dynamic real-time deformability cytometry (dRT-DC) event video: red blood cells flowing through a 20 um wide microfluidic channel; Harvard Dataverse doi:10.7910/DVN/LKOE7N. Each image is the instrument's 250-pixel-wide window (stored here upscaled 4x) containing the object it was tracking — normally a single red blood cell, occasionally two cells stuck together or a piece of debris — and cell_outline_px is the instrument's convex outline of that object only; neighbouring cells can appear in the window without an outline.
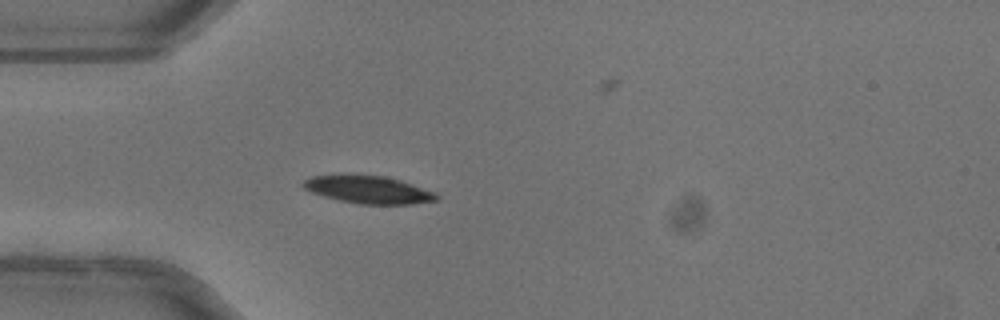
{"species": "common noctule bat (a hibernating species)", "species_latin": "Nyctalus noctula", "temperature_condition": "warm", "stored_images_in_passage": 52, "camera_frame_rate_fps": 3000, "um_per_image_px": 0.085, "animal": {"sex": "female"}, "frame": {"image": 1, "passage_image": 15, "time_ms": 4.667, "image_size_px": [1000, 320], "cell_outline_px": [[440, 200], [412, 204], [356, 204], [324, 196], [312, 192], [304, 188], [300, 184], [304, 180], [312, 176], [384, 176], [400, 180], [436, 192], [440, 196]], "centroid_in_image_um": [31.38, 16.15], "position_along_channel_um": 53.6, "area_um2": 21.15}, "authors_computed_cell_mechanics": {"area_um2": 21.0392, "velocity_mm_per_s": 4.0361, "shape_relaxation_time_tau1_ms": 2.8918, "shape_relaxation_time_tau2_ms": null, "deformation_change_tau1": 0.1257, "deformation_change_tau2": null}}